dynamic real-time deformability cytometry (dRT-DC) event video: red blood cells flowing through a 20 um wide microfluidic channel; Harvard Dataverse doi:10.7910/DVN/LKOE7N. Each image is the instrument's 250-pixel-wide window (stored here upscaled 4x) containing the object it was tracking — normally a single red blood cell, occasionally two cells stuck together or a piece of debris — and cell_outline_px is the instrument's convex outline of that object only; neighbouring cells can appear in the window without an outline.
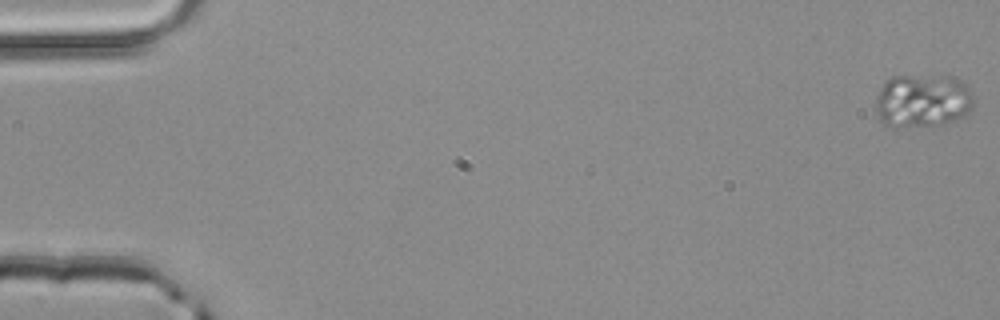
{"species": "common noctule bat (a hibernating species)", "species_latin": "Nyctalus noctula", "temperature_condition": "room temperature", "stored_images_in_passage": 12, "camera_frame_rate_fps": 3000, "um_per_image_px": 0.085, "animal": {"sex": "male", "body_mass_g": 20.4}, "frame": {"image": 1, "passage_image": 1, "time_ms": 0.0, "image_size_px": [1000, 320], "cell_outline_px": [[976, 104], [964, 116], [944, 124], [896, 128], [884, 124], [880, 120], [876, 112], [876, 96], [880, 88], [892, 76], [944, 76], [960, 80], [964, 84], [972, 96]], "centroid_in_image_um": [78.4, 8.59], "position_along_channel_um": 6.6, "area_um2": 30.58}}